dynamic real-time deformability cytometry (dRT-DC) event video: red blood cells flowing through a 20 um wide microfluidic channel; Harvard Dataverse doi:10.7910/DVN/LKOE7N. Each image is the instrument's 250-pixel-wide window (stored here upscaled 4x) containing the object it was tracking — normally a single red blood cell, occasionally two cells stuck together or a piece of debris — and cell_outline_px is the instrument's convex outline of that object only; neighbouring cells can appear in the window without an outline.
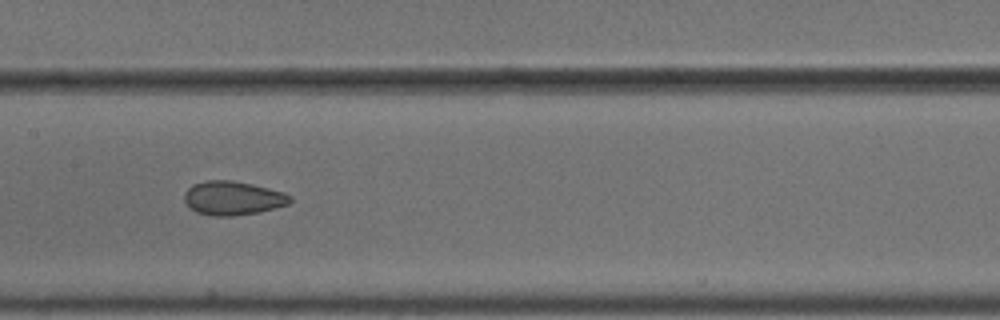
{"species": "common noctule bat (a hibernating species)", "species_latin": "Nyctalus noctula", "temperature_condition": "cold", "stored_images_in_passage": 9, "camera_frame_rate_fps": 3000, "um_per_image_px": 0.085, "animal": {"sex": "male", "body_mass_g": 18.8}, "frame": {"image": 1, "passage_image": 6, "time_ms": 1.667, "image_size_px": [1000, 320], "cell_outline_px": [[292, 200], [288, 204], [276, 208], [256, 212], [232, 216], [212, 216], [196, 212], [184, 200], [184, 192], [192, 184], [204, 180], [232, 180], [252, 184], [284, 192], [292, 196]], "centroid_in_image_um": [19.78, 16.83], "position_along_channel_um": 187.6, "area_um2": 20.92}}
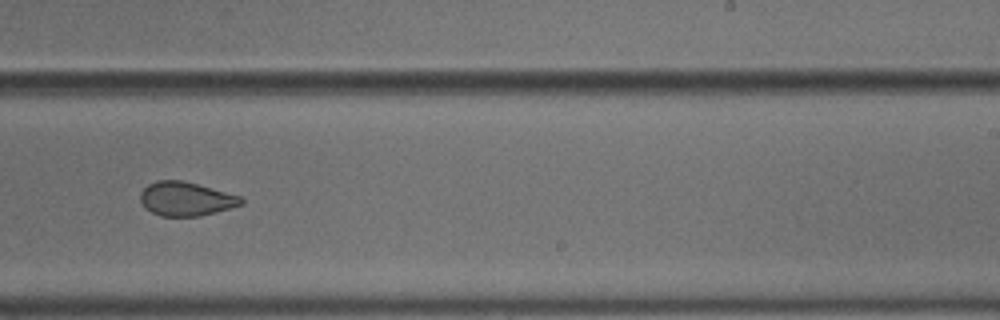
{"frame": {"image": 2, "passage_image": 8, "time_ms": 2.333, "image_size_px": [1000, 320], "cell_outline_px": [[244, 204], [200, 216], [160, 216], [152, 212], [140, 200], [140, 192], [148, 184], [156, 180], [184, 180], [240, 196], [244, 200]], "centroid_in_image_um": [15.81, 16.89], "position_along_channel_um": 273.2, "area_um2": 19.83}}
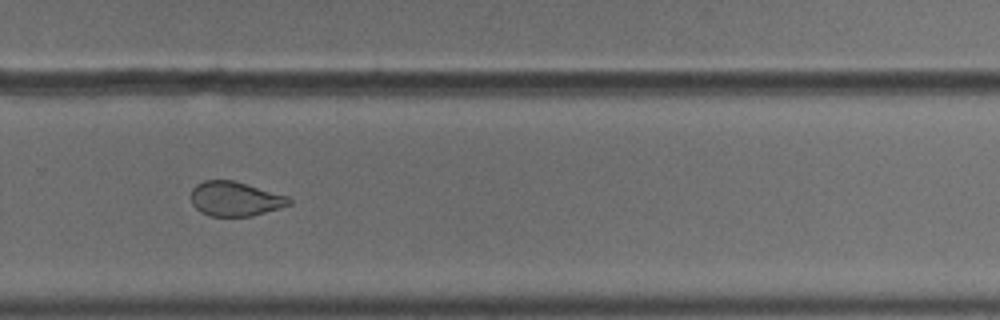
{"frame": {"image": 3, "passage_image": 9, "time_ms": 2.667, "image_size_px": [1000, 320], "cell_outline_px": [[292, 204], [280, 208], [252, 216], [208, 216], [200, 212], [192, 204], [192, 188], [196, 184], [204, 180], [232, 180], [288, 196], [292, 200]], "centroid_in_image_um": [19.98, 16.91], "position_along_channel_um": 309.8, "area_um2": 19.71}}